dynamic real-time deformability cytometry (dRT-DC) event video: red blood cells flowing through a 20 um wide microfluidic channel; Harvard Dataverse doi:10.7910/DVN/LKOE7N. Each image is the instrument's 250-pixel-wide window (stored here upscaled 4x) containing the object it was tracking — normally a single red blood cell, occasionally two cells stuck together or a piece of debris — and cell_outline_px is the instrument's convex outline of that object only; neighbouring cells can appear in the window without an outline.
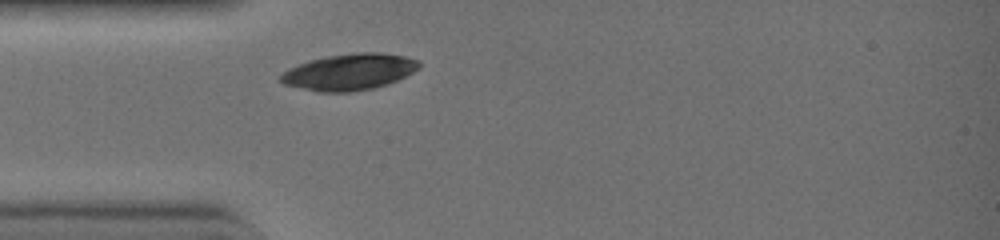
{"species": "common noctule bat (a hibernating species)", "species_latin": "Nyctalus noctula", "temperature_condition": "warm", "stored_images_in_passage": 26, "camera_frame_rate_fps": 3000, "um_per_image_px": 0.085, "animal": {"sex": "female", "body_mass_g": 19.0, "forearm_length_mm": 51.5}, "frame": {"image": 1, "passage_image": 1, "time_ms": 0.0, "image_size_px": [1000, 240], "cell_outline_px": [[420, 68], [388, 84], [372, 88], [348, 92], [316, 92], [284, 84], [276, 76], [288, 68], [312, 60], [328, 56], [356, 52], [380, 52], [408, 56], [420, 60]], "centroid_in_image_um": [29.69, 6.11], "position_along_channel_um": 55.3, "area_um2": 29.42}}
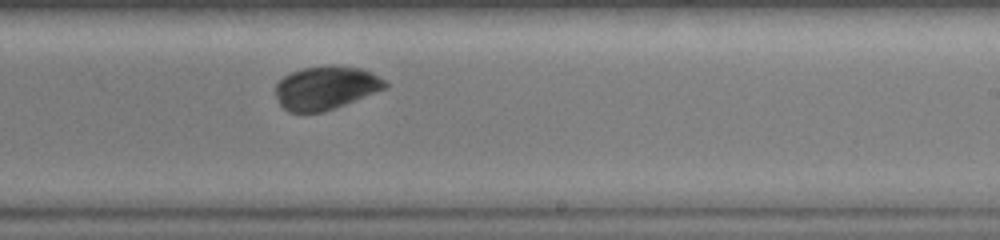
{"frame": {"image": 2, "passage_image": 15, "time_ms": 4.667, "image_size_px": [1000, 240], "cell_outline_px": [[388, 88], [332, 108], [320, 112], [292, 112], [284, 108], [280, 104], [276, 96], [276, 84], [284, 76], [292, 72], [304, 68], [328, 64], [332, 64], [360, 68], [372, 72], [388, 80]], "centroid_in_image_um": [27.74, 7.43], "position_along_channel_um": 261.3, "area_um2": 27.69}}
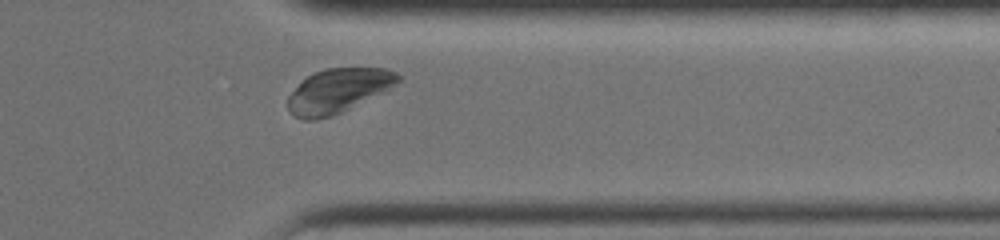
{"frame": {"image": 3, "passage_image": 23, "time_ms": 7.333, "image_size_px": [1000, 240], "cell_outline_px": [[400, 80], [396, 84], [340, 112], [316, 120], [304, 120], [296, 116], [288, 108], [288, 96], [312, 72], [324, 68], [384, 68], [396, 72], [400, 76]], "centroid_in_image_um": [28.71, 7.68], "position_along_channel_um": 382.7, "area_um2": 27.51}, "authors_computed_cell_mechanics": {"area_um2": 27.9752, "velocity_mm_per_s": 4.4948, "shape_relaxation_time_tau1_ms": 4.4129, "shape_relaxation_time_tau2_ms": 2.3486, "deformation_change_tau1": 0.2369, "deformation_change_tau2": 0.048}}